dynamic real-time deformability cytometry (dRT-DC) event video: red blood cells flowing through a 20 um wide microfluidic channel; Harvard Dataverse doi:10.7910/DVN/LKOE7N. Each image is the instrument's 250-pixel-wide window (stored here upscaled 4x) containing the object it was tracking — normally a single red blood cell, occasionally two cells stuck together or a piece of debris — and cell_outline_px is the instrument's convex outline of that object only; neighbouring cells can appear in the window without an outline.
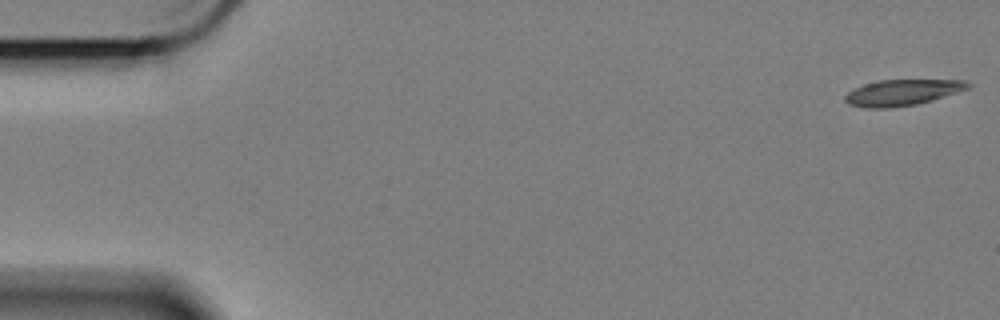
{"species": "Egyptian fruit bat (a non-hibernating species)", "species_latin": "Rousettus aegyptiacus", "temperature_condition": "cold", "stored_images_in_passage": 59, "camera_frame_rate_fps": 3000, "um_per_image_px": 0.085, "animal": {"sex": "female"}, "frame": {"image": 1, "passage_image": 1, "time_ms": 0.0, "image_size_px": [1000, 320], "cell_outline_px": [[972, 84], [968, 88], [932, 100], [916, 104], [888, 108], [864, 108], [848, 104], [844, 100], [844, 96], [848, 92], [864, 84], [876, 80], [964, 80]], "centroid_in_image_um": [76.65, 7.86], "position_along_channel_um": 8.3, "area_um2": 18.5}}
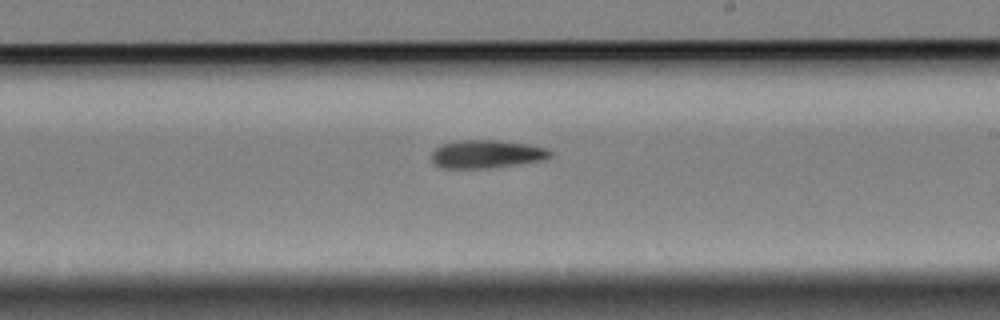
{"frame": {"image": 2, "passage_image": 34, "time_ms": 11.0, "image_size_px": [1000, 320], "cell_outline_px": [[552, 156], [544, 160], [488, 168], [444, 168], [436, 164], [432, 160], [432, 152], [440, 144], [456, 140], [500, 140], [528, 144], [544, 148], [552, 152]], "centroid_in_image_um": [41.35, 13.08], "position_along_channel_um": 247.7, "area_um2": 19.42}}
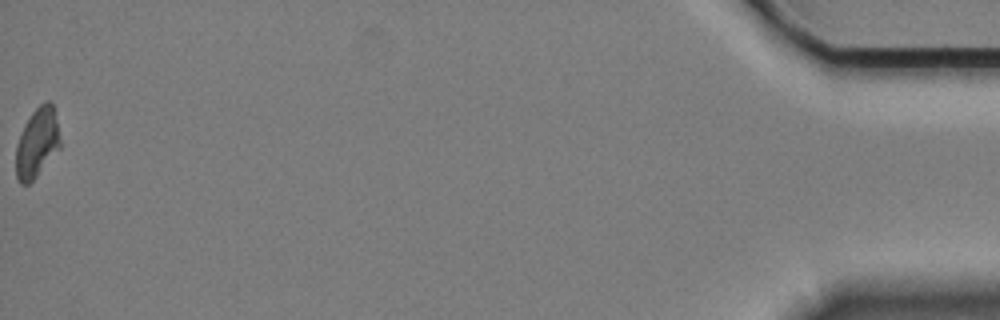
{"frame": {"image": 3, "passage_image": 59, "time_ms": 19.333, "image_size_px": [1000, 320], "cell_outline_px": [[60, 148], [36, 176], [28, 184], [20, 184], [16, 176], [16, 144], [24, 124], [32, 112], [40, 104], [48, 100], [52, 104], [56, 120], [60, 140]], "centroid_in_image_um": [3.13, 12.14], "position_along_channel_um": 432.1, "area_um2": 17.69}}